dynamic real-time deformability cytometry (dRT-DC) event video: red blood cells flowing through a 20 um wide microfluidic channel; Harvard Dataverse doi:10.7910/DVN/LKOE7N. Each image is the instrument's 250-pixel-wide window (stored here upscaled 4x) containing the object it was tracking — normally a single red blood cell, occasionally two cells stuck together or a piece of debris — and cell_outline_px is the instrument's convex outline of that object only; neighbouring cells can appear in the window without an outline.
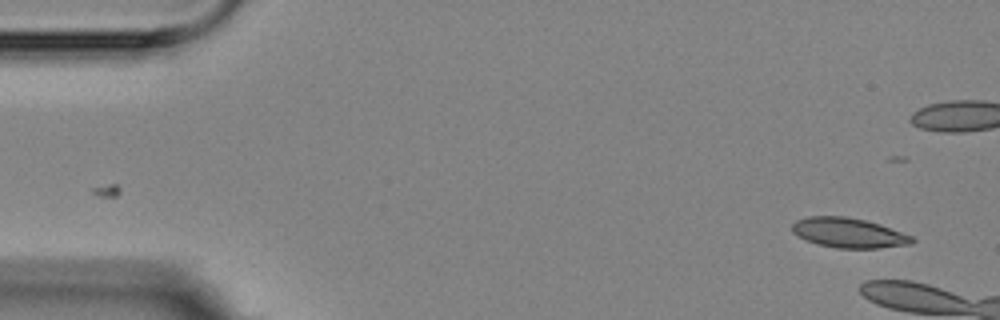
{"species": "Egyptian fruit bat (a non-hibernating species)", "species_latin": "Rousettus aegyptiacus", "temperature_condition": "room temperature", "stored_images_in_passage": 3, "camera_frame_rate_fps": 3000, "um_per_image_px": 0.085, "animal": {"sex": "female"}, "frame": {"image": 1, "passage_image": 3, "time_ms": 2.333, "image_size_px": [1000, 320], "cell_outline_px": [[916, 240], [912, 244], [880, 248], [836, 248], [816, 244], [796, 236], [792, 232], [792, 224], [796, 220], [808, 216], [844, 216], [864, 220], [880, 224], [912, 236]], "centroid_in_image_um": [72.11, 19.79], "position_along_channel_um": 12.9, "area_um2": 20.98}}